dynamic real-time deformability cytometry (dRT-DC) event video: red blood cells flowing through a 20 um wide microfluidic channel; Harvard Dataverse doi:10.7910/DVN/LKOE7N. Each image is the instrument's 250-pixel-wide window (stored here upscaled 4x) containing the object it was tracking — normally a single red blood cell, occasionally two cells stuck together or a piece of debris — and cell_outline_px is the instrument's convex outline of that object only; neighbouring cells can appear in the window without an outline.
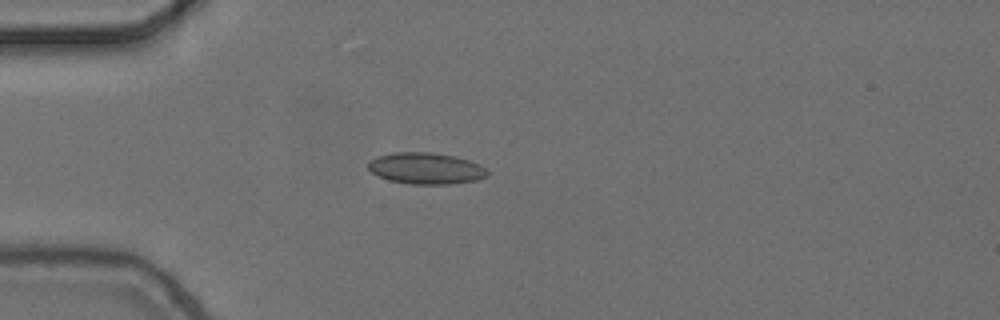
{"species": "common noctule bat (a hibernating species)", "species_latin": "Nyctalus noctula", "temperature_condition": "cold", "stored_images_in_passage": 8, "camera_frame_rate_fps": 3000, "um_per_image_px": 0.085, "animal": {"sex": "female", "body_mass_g": 24.6, "forearm_length_mm": 56.2}, "frame": {"image": 1, "passage_image": 5, "time_ms": 1.333, "image_size_px": [1000, 320], "cell_outline_px": [[488, 176], [476, 180], [452, 184], [412, 184], [388, 180], [372, 172], [368, 168], [368, 160], [376, 156], [392, 152], [428, 152], [456, 156], [480, 164], [488, 172]], "centroid_in_image_um": [36.19, 14.3], "position_along_channel_um": 48.8, "area_um2": 21.91}}
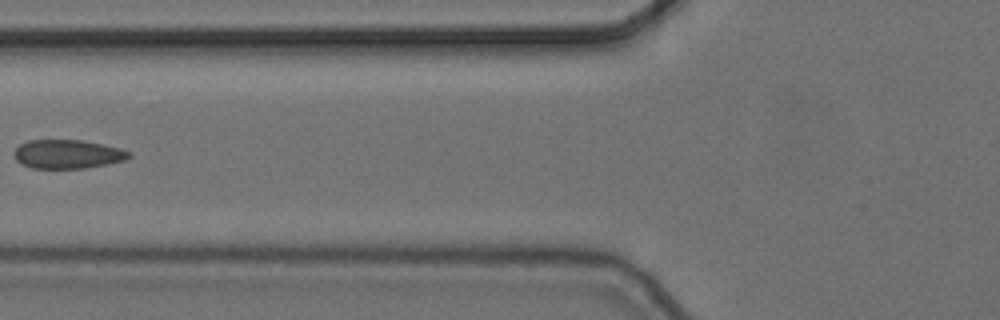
{"frame": {"image": 2, "passage_image": 7, "time_ms": 2.0, "image_size_px": [1000, 320], "cell_outline_px": [[132, 156], [124, 160], [108, 164], [84, 168], [32, 168], [20, 164], [16, 160], [12, 152], [20, 144], [28, 140], [84, 140], [120, 148], [132, 152]], "centroid_in_image_um": [5.74, 13.1], "position_along_channel_um": 120.1, "area_um2": 19.48}}
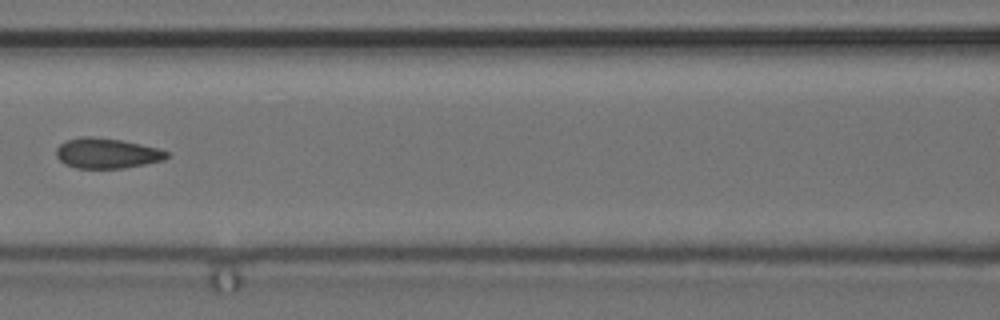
{"frame": {"image": 3, "passage_image": 8, "time_ms": 2.333, "image_size_px": [1000, 320], "cell_outline_px": [[172, 156], [164, 160], [124, 168], [76, 168], [64, 164], [56, 156], [56, 148], [64, 140], [80, 136], [92, 136], [120, 140], [160, 148], [168, 152]], "centroid_in_image_um": [9.08, 13.02], "position_along_channel_um": 157.5, "area_um2": 19.71}}